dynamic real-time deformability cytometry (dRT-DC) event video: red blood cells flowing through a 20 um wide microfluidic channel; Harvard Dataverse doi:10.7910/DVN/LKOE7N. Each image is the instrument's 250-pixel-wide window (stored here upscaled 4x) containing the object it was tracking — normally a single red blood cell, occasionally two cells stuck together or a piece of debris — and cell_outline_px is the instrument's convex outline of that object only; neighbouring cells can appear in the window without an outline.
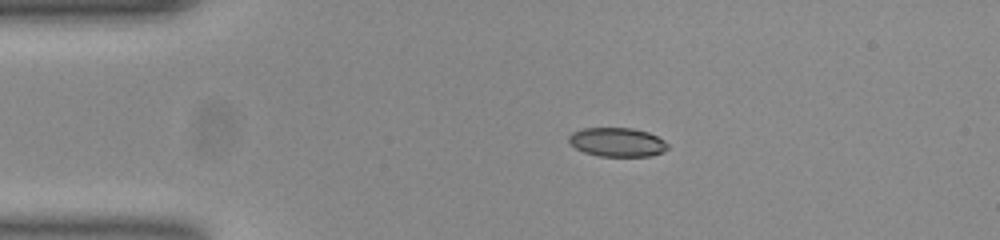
{"species": "common noctule bat (a hibernating species)", "species_latin": "Nyctalus noctula", "temperature_condition": "room temperature", "stored_images_in_passage": 43, "camera_frame_rate_fps": 3000, "um_per_image_px": 0.085, "animal": {"sex": "female", "body_mass_g": 23.0, "forearm_length_mm": 53.4}, "frame": {"image": 1, "passage_image": 1, "time_ms": 0.0, "image_size_px": [1000, 240], "cell_outline_px": [[668, 148], [664, 152], [648, 156], [600, 156], [584, 152], [576, 148], [568, 140], [568, 136], [572, 132], [580, 128], [632, 128], [648, 132], [664, 140], [668, 144]], "centroid_in_image_um": [52.46, 12.08], "position_along_channel_um": 32.5, "area_um2": 16.7}}
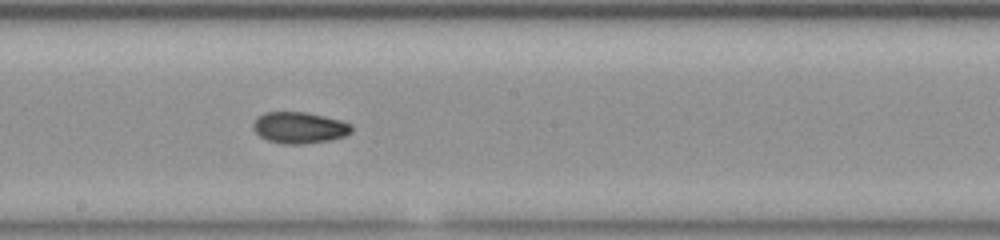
{"frame": {"image": 2, "passage_image": 19, "time_ms": 6.0, "image_size_px": [1000, 240], "cell_outline_px": [[352, 132], [344, 136], [328, 140], [300, 144], [284, 144], [268, 140], [260, 136], [252, 128], [252, 124], [264, 112], [308, 112], [340, 120], [352, 124]], "centroid_in_image_um": [25.45, 10.84], "position_along_channel_um": 222.7, "area_um2": 17.86}}
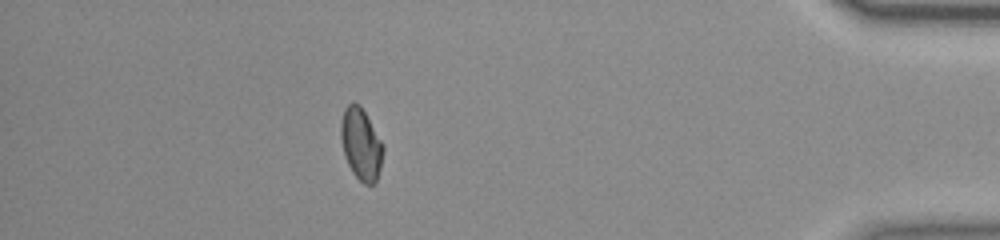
{"frame": {"image": 3, "passage_image": 37, "time_ms": 12.0, "image_size_px": [1000, 240], "cell_outline_px": [[384, 152], [380, 168], [376, 180], [372, 184], [364, 184], [352, 172], [348, 164], [344, 152], [340, 136], [340, 124], [344, 108], [352, 100], [360, 104], [380, 140], [384, 148]], "centroid_in_image_um": [30.67, 12.21], "position_along_channel_um": 404.5, "area_um2": 17.51}, "authors_computed_cell_mechanics": {"area_um2": 17.5134, "velocity_mm_per_s": 3.8738, "shape_relaxation_time_tau1_ms": null, "shape_relaxation_time_tau2_ms": 3.2647, "deformation_change_tau1": null, "deformation_change_tau2": 0.0621}}